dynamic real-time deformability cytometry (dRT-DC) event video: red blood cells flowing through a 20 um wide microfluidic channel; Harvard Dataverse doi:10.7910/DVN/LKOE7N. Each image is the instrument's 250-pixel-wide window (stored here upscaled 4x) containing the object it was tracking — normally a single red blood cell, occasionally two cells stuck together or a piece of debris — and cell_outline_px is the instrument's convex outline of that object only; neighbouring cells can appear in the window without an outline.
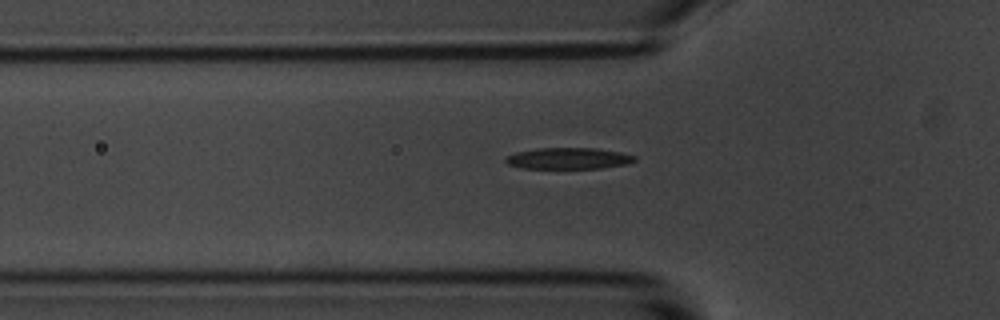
{"species": "common noctule bat (a hibernating species)", "species_latin": "Nyctalus noctula", "temperature_condition": "room temperature", "stored_images_in_passage": 41, "camera_frame_rate_fps": 3000, "um_per_image_px": 0.085, "animal": {"sex": "male", "body_mass_g": 20.1, "forearm_length_mm": 53.5}, "frame": {"image": 1, "passage_image": 6, "time_ms": 1.667, "image_size_px": [1000, 320], "cell_outline_px": [[636, 160], [628, 164], [600, 168], [524, 168], [508, 164], [504, 160], [508, 156], [516, 152], [536, 148], [596, 148], [620, 152], [636, 156]], "centroid_in_image_um": [48.34, 13.46], "position_along_channel_um": 77.5, "area_um2": 15.95}}
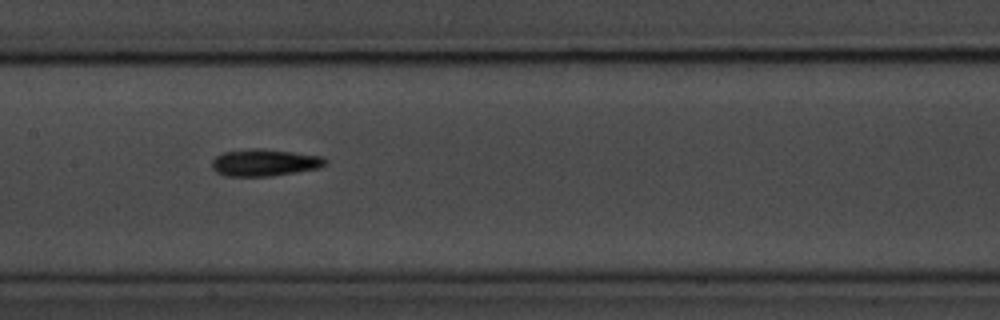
{"frame": {"image": 2, "passage_image": 15, "time_ms": 4.667, "image_size_px": [1000, 320], "cell_outline_px": [[328, 160], [324, 164], [316, 168], [296, 172], [272, 176], [224, 176], [216, 172], [212, 168], [212, 160], [216, 156], [224, 152], [252, 148], [260, 148], [324, 156]], "centroid_in_image_um": [22.46, 13.82], "position_along_channel_um": 184.9, "area_um2": 17.8}}
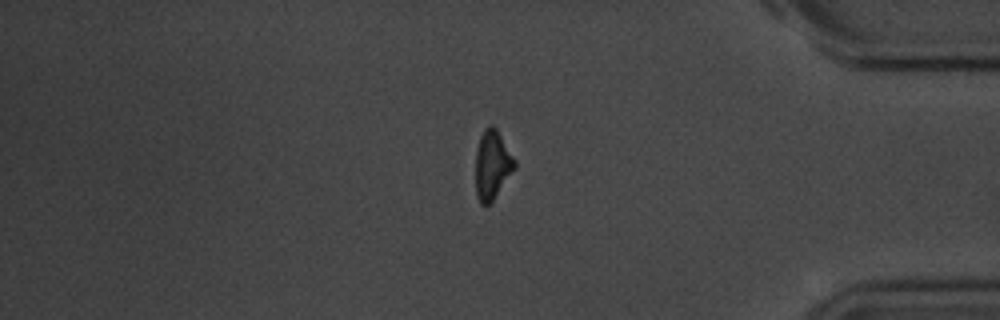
{"frame": {"image": 3, "passage_image": 35, "time_ms": 11.333, "image_size_px": [1000, 320], "cell_outline_px": [[516, 168], [492, 200], [488, 204], [480, 204], [476, 196], [476, 152], [480, 136], [484, 128], [488, 124], [492, 124], [496, 128], [516, 160]], "centroid_in_image_um": [41.84, 13.98], "position_along_channel_um": 393.4, "area_um2": 15.66}, "authors_computed_cell_mechanics": {"area_um2": 16.6464, "velocity_mm_per_s": 3.5433, "shape_relaxation_time_tau1_ms": 3.6341, "shape_relaxation_time_tau2_ms": null, "deformation_change_tau1": 0.1545, "deformation_change_tau2": null}}